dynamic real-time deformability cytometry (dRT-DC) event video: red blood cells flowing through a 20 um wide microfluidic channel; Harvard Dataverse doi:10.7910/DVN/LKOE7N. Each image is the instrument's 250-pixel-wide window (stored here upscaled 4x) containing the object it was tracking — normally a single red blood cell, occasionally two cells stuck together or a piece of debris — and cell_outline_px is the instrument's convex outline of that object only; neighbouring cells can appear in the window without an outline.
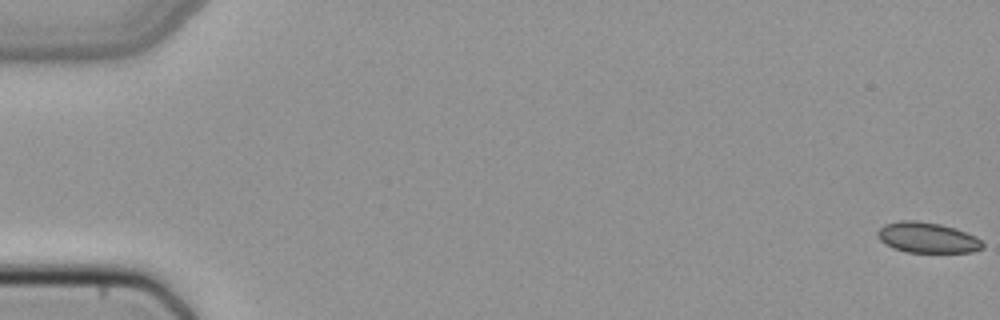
{"species": "common noctule bat (a hibernating species)", "species_latin": "Nyctalus noctula", "temperature_condition": "cold", "stored_images_in_passage": 52, "camera_frame_rate_fps": 3000, "um_per_image_px": 0.085, "animal": {"sex": "female", "body_mass_g": 22.7, "forearm_length_mm": 54.2}, "frame": {"image": 1, "passage_image": 1, "time_ms": 0.0, "image_size_px": [1000, 320], "cell_outline_px": [[984, 248], [972, 252], [908, 252], [892, 248], [884, 244], [876, 236], [876, 232], [884, 224], [900, 220], [916, 220], [940, 224], [956, 228], [976, 236], [984, 244]], "centroid_in_image_um": [78.8, 20.19], "position_along_channel_um": 6.2, "area_um2": 18.9}}
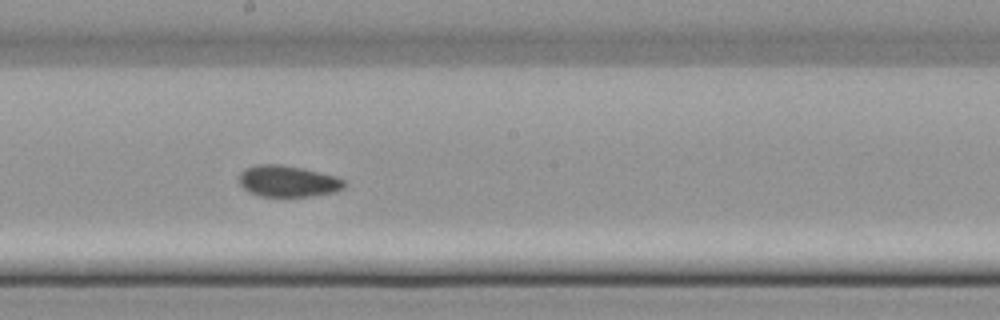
{"frame": {"image": 2, "passage_image": 30, "time_ms": 9.667, "image_size_px": [1000, 320], "cell_outline_px": [[348, 184], [344, 188], [336, 192], [312, 196], [260, 196], [248, 192], [236, 180], [236, 176], [244, 168], [256, 164], [280, 164], [304, 168], [336, 176], [344, 180]], "centroid_in_image_um": [24.45, 15.39], "position_along_channel_um": 223.8, "area_um2": 19.71}}
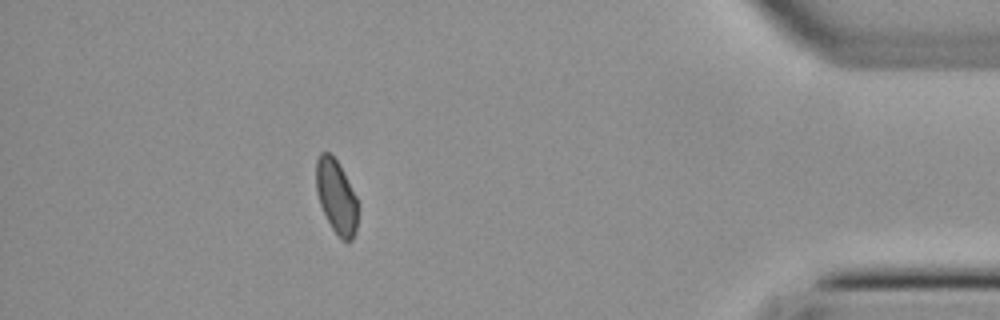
{"frame": {"image": 3, "passage_image": 47, "time_ms": 15.333, "image_size_px": [1000, 320], "cell_outline_px": [[360, 208], [356, 232], [352, 240], [348, 244], [332, 228], [320, 204], [316, 192], [316, 160], [320, 152], [328, 152], [336, 160], [356, 196], [360, 204]], "centroid_in_image_um": [28.62, 16.75], "position_along_channel_um": 406.6, "area_um2": 18.09}}